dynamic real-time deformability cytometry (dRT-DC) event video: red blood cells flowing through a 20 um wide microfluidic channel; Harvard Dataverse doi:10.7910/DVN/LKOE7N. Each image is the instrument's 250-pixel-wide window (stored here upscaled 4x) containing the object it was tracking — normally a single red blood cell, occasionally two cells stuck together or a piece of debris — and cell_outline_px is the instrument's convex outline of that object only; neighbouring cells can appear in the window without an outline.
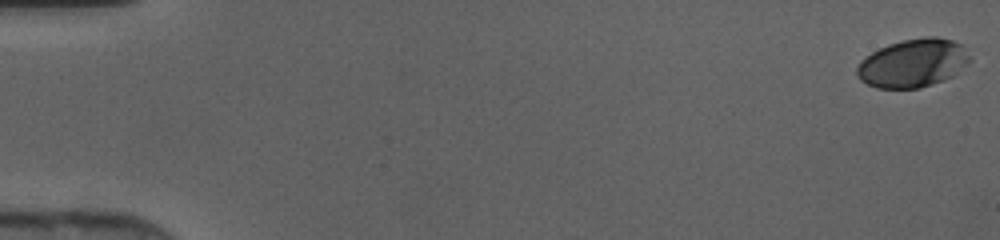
{"species": "human", "species_latin": "Homo sapiens", "temperature_condition": "cold", "stored_images_in_passage": 47, "camera_frame_rate_fps": 3000, "um_per_image_px": 0.085, "donor": {"sex": "female"}, "frame": {"image": 1, "passage_image": 1, "time_ms": 0.0, "image_size_px": [1000, 240], "cell_outline_px": [[972, 60], [968, 64], [952, 76], [944, 80], [920, 88], [876, 88], [860, 80], [856, 76], [856, 68], [860, 60], [872, 52], [888, 44], [904, 40], [924, 36], [936, 36], [952, 40], [960, 44]], "centroid_in_image_um": [77.58, 5.37], "position_along_channel_um": 7.4, "area_um2": 31.85}}
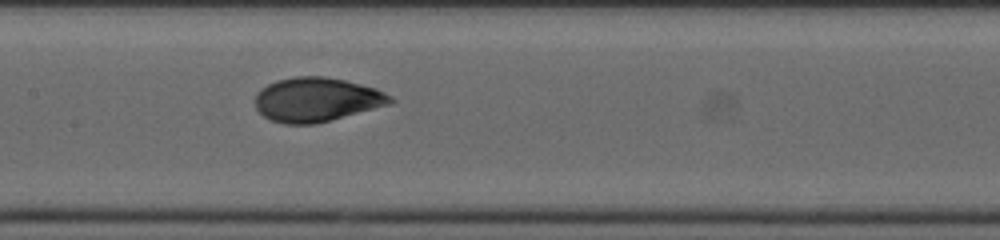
{"frame": {"image": 2, "passage_image": 24, "time_ms": 7.667, "image_size_px": [1000, 240], "cell_outline_px": [[396, 100], [392, 104], [316, 124], [284, 124], [268, 120], [256, 108], [256, 92], [268, 84], [276, 80], [296, 76], [324, 76], [344, 80], [376, 88], [392, 96]], "centroid_in_image_um": [26.93, 8.47], "position_along_channel_um": 180.5, "area_um2": 35.03}}
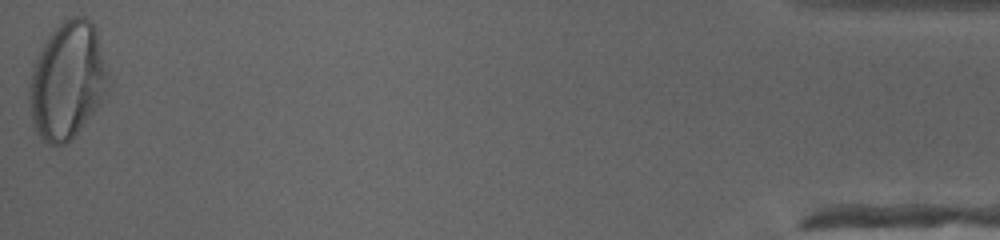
{"frame": {"image": 3, "passage_image": 47, "time_ms": 15.333, "image_size_px": [1000, 240], "cell_outline_px": [[112, 84], [104, 100], [76, 132], [64, 144], [48, 144], [40, 140], [32, 124], [28, 84], [32, 64], [40, 48], [48, 36], [64, 20], [72, 16], [84, 16], [96, 28], [112, 80]], "centroid_in_image_um": [5.75, 6.84], "position_along_channel_um": 429.5, "area_um2": 54.62}}